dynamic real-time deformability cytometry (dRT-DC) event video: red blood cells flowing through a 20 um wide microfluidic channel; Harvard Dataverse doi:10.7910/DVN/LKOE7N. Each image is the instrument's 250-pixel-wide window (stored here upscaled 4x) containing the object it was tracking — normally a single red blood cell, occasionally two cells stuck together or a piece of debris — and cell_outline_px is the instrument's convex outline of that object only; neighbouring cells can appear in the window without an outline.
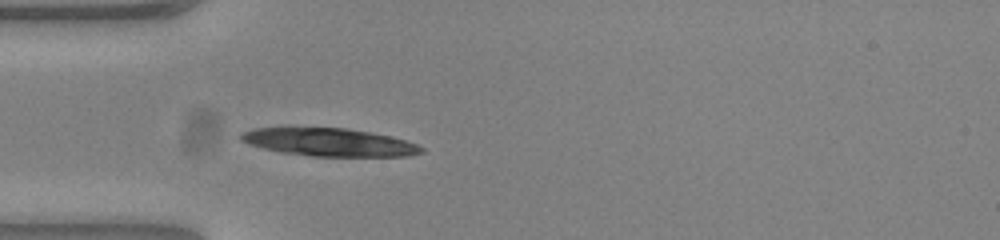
{"species": "common noctule bat (a hibernating species)", "species_latin": "Nyctalus noctula", "temperature_condition": "warm", "stored_images_in_passage": 38, "camera_frame_rate_fps": 3000, "um_per_image_px": 0.085, "animal": {"sex": "female", "body_mass_g": 23.0, "forearm_length_mm": 53.4}, "frame": {"image": 1, "passage_image": 1, "time_ms": 0.0, "image_size_px": [1000, 240], "cell_outline_px": [[424, 152], [408, 156], [312, 156], [280, 152], [248, 144], [240, 140], [240, 132], [256, 128], [344, 128], [368, 132], [388, 136], [404, 140], [416, 144], [424, 148]], "centroid_in_image_um": [27.95, 12.09], "position_along_channel_um": 57.0, "area_um2": 29.02}}
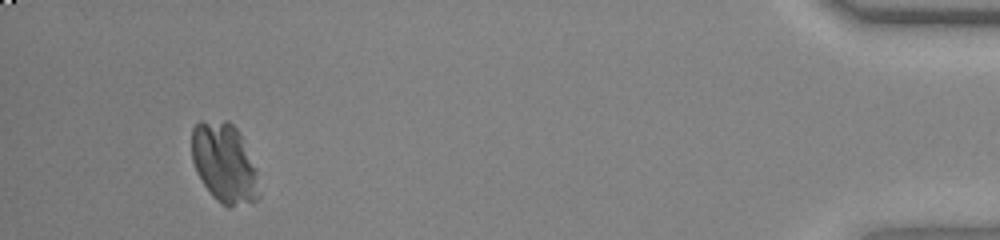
{"frame": {"image": 2, "passage_image": 35, "time_ms": 11.333, "image_size_px": [1000, 240], "cell_outline_px": [[260, 196], [256, 200], [228, 208], [216, 200], [212, 196], [196, 172], [192, 160], [192, 128], [200, 120], [228, 120], [240, 132], [256, 168]], "centroid_in_image_um": [19.06, 13.84], "position_along_channel_um": 416.1, "area_um2": 31.5}}